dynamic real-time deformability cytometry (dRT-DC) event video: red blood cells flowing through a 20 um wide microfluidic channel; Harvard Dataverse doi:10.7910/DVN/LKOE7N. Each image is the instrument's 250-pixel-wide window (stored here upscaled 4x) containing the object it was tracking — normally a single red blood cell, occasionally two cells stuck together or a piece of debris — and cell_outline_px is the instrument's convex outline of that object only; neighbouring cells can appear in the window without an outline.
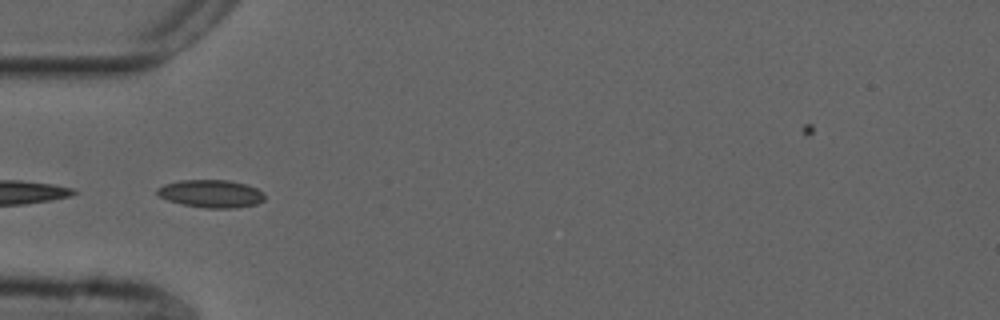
{"species": "common noctule bat (a hibernating species)", "species_latin": "Nyctalus noctula", "temperature_condition": "cold", "stored_images_in_passage": 34, "camera_frame_rate_fps": 3000, "um_per_image_px": 0.085, "animal": {"sex": "male", "forearm_length_mm": 52.5}, "frame": {"image": 1, "passage_image": 1, "time_ms": 0.0, "image_size_px": [1000, 320], "cell_outline_px": [[264, 200], [256, 204], [236, 208], [204, 208], [184, 204], [168, 200], [160, 196], [156, 192], [156, 188], [164, 184], [180, 180], [228, 180], [248, 184], [264, 192]], "centroid_in_image_um": [17.96, 16.45], "position_along_channel_um": 67.0, "area_um2": 17.46}}
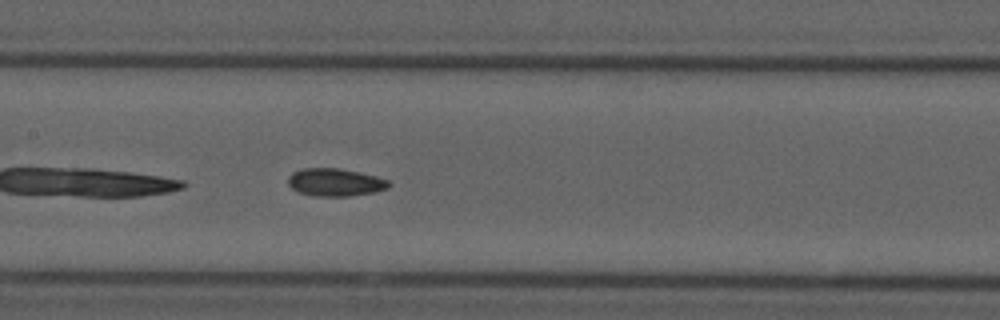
{"frame": {"image": 2, "passage_image": 10, "time_ms": 3.0, "image_size_px": [1000, 320], "cell_outline_px": [[392, 184], [388, 188], [376, 192], [348, 196], [312, 196], [300, 192], [292, 188], [288, 184], [288, 176], [292, 172], [304, 168], [340, 168], [360, 172], [376, 176], [388, 180]], "centroid_in_image_um": [28.51, 15.49], "position_along_channel_um": 178.9, "area_um2": 16.42}}
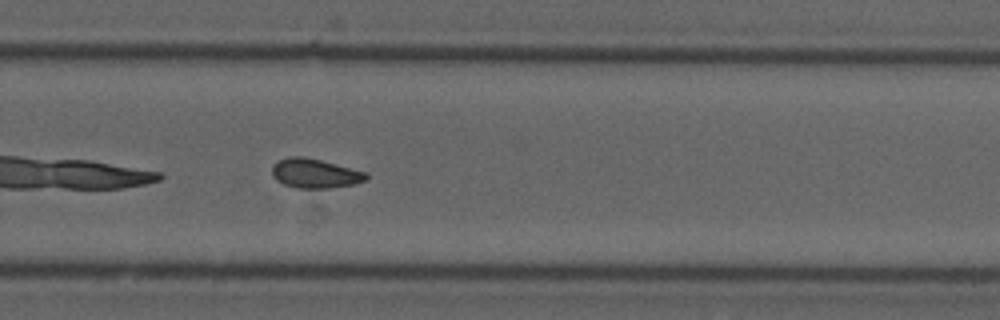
{"frame": {"image": 3, "passage_image": 20, "time_ms": 6.333, "image_size_px": [1000, 320], "cell_outline_px": [[368, 180], [352, 184], [332, 188], [296, 188], [284, 184], [276, 180], [272, 176], [272, 164], [288, 156], [304, 156], [368, 172]], "centroid_in_image_um": [26.77, 14.74], "position_along_channel_um": 303.0, "area_um2": 16.24}, "authors_computed_cell_mechanics": {"area_um2": 15.4615, "velocity_mm_per_s": 3.74, "shape_relaxation_time_tau1_ms": null, "shape_relaxation_time_tau2_ms": 3.9772, "deformation_change_tau1": null, "deformation_change_tau2": 0.087}}